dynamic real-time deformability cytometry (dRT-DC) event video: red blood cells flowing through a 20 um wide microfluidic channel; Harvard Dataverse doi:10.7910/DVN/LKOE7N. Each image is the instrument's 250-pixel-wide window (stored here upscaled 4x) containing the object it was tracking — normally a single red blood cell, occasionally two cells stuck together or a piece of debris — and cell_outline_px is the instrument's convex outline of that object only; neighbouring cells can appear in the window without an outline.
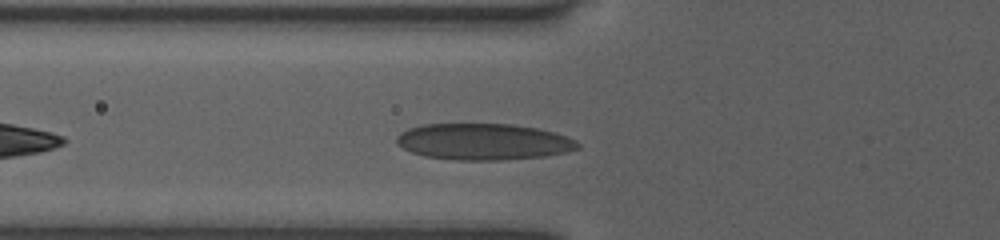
{"species": "human", "species_latin": "Homo sapiens", "temperature_condition": "room temperature", "stored_images_in_passage": 32, "camera_frame_rate_fps": 3000, "um_per_image_px": 0.085, "donor": {"sex": "female"}, "frame": {"image": 1, "passage_image": 5, "time_ms": 1.333, "image_size_px": [1000, 240], "cell_outline_px": [[580, 148], [568, 152], [544, 156], [500, 160], [452, 160], [424, 156], [412, 152], [396, 144], [396, 136], [400, 132], [408, 128], [424, 124], [512, 124], [536, 128], [568, 136], [576, 140], [580, 144]], "centroid_in_image_um": [41.09, 12.05], "position_along_channel_um": 84.7, "area_um2": 38.61}}
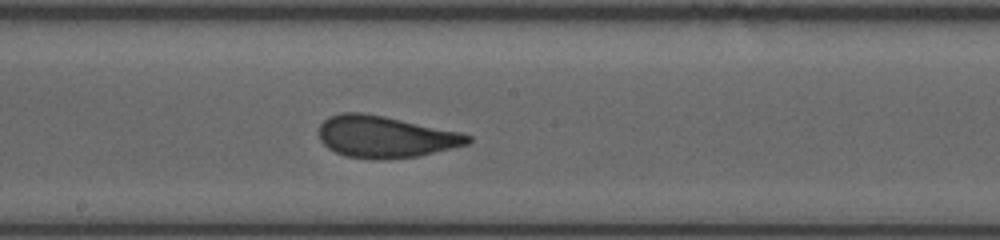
{"frame": {"image": 2, "passage_image": 15, "time_ms": 4.667, "image_size_px": [1000, 240], "cell_outline_px": [[472, 140], [468, 144], [416, 156], [376, 160], [348, 156], [336, 152], [328, 148], [320, 140], [320, 124], [328, 116], [340, 112], [364, 112], [384, 116], [460, 132], [472, 136]], "centroid_in_image_um": [32.72, 11.61], "position_along_channel_um": 215.5, "area_um2": 36.01}}
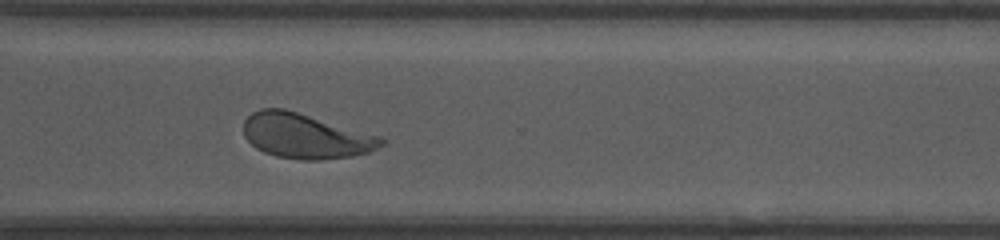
{"frame": {"image": 3, "passage_image": 25, "time_ms": 8.0, "image_size_px": [1000, 240], "cell_outline_px": [[384, 144], [368, 152], [352, 156], [320, 160], [300, 160], [276, 156], [264, 152], [256, 148], [244, 136], [244, 120], [252, 112], [260, 108], [284, 108], [380, 136], [384, 140]], "centroid_in_image_um": [25.94, 11.56], "position_along_channel_um": 344.7, "area_um2": 35.89}, "authors_computed_cell_mechanics": {"area_um2": 36.1828, "velocity_mm_per_s": 3.8914, "shape_relaxation_time_tau1_ms": 4.9103, "shape_relaxation_time_tau2_ms": 0.9515, "deformation_change_tau1": 0.1783, "deformation_change_tau2": 0.0773}}